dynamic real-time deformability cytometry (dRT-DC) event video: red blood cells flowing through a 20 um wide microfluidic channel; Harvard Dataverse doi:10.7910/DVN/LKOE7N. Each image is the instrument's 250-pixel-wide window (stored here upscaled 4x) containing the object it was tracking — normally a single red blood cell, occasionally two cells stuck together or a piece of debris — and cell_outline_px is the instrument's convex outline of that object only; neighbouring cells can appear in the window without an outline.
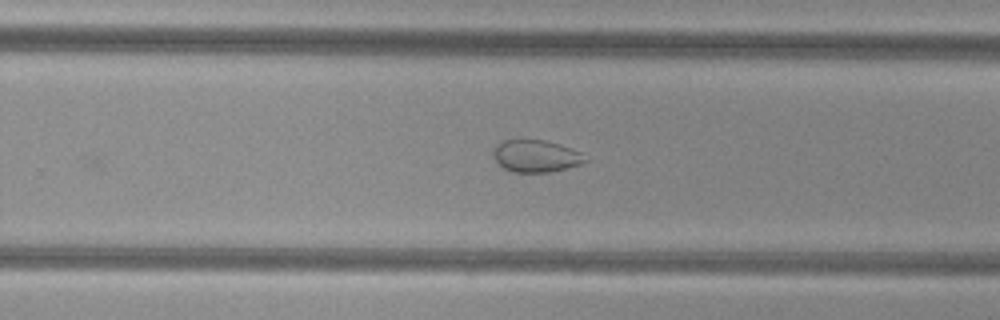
{"species": "common noctule bat (a hibernating species)", "species_latin": "Nyctalus noctula", "temperature_condition": "cold", "stored_images_in_passage": 41, "camera_frame_rate_fps": 3000, "um_per_image_px": 0.085, "animal": {"sex": "female", "body_mass_g": 29.2, "forearm_length_mm": 56.3}, "frame": {"image": 1, "passage_image": 32, "time_ms": 10.333, "image_size_px": [1000, 320], "cell_outline_px": [[588, 160], [580, 164], [548, 172], [512, 172], [504, 168], [492, 156], [492, 152], [496, 144], [500, 140], [544, 140], [560, 144], [580, 152]], "centroid_in_image_um": [45.51, 13.25], "position_along_channel_um": 284.3, "area_um2": 17.11}}